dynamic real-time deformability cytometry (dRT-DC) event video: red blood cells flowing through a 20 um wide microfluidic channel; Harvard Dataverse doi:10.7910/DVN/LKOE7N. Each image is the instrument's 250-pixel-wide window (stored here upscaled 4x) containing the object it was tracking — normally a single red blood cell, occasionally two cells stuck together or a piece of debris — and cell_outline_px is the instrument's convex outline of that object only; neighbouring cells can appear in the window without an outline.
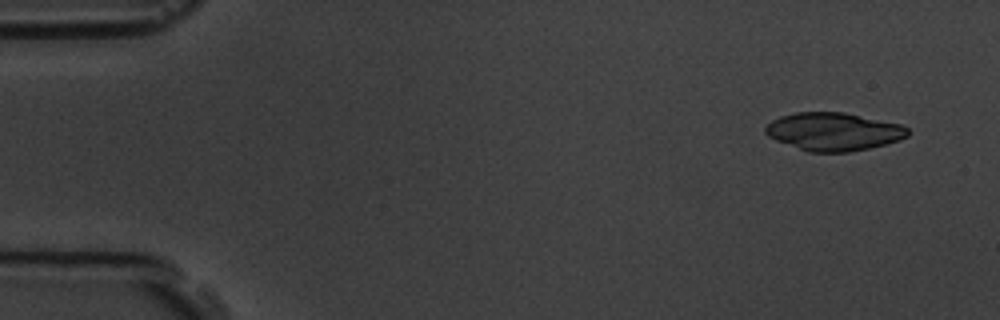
{"species": "common noctule bat (a hibernating species)", "species_latin": "Nyctalus noctula", "temperature_condition": "room temperature", "stored_images_in_passage": 6, "camera_frame_rate_fps": 3000, "um_per_image_px": 0.085, "animal": {"sex": "male", "body_mass_g": 19.5, "forearm_length_mm": 54.6}, "frame": {"image": 1, "passage_image": 2, "time_ms": 1.0, "image_size_px": [1000, 320], "cell_outline_px": [[908, 136], [900, 140], [868, 148], [848, 152], [808, 152], [776, 140], [768, 136], [764, 132], [764, 128], [772, 120], [780, 116], [796, 112], [844, 112], [900, 124], [908, 128]], "centroid_in_image_um": [70.83, 11.18], "position_along_channel_um": 14.2, "area_um2": 31.44}}